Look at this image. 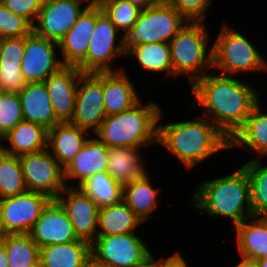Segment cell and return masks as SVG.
<instances>
[{
	"label": "cell",
	"instance_id": "6da1fadb",
	"mask_svg": "<svg viewBox=\"0 0 267 267\" xmlns=\"http://www.w3.org/2000/svg\"><path fill=\"white\" fill-rule=\"evenodd\" d=\"M190 87L193 105L201 108L203 116L229 140L260 102L259 91L253 84L213 71L197 79Z\"/></svg>",
	"mask_w": 267,
	"mask_h": 267
},
{
	"label": "cell",
	"instance_id": "7a4b0ae2",
	"mask_svg": "<svg viewBox=\"0 0 267 267\" xmlns=\"http://www.w3.org/2000/svg\"><path fill=\"white\" fill-rule=\"evenodd\" d=\"M163 114L158 119L157 146L166 148L187 171L229 149V139L205 116L165 124Z\"/></svg>",
	"mask_w": 267,
	"mask_h": 267
},
{
	"label": "cell",
	"instance_id": "3957f363",
	"mask_svg": "<svg viewBox=\"0 0 267 267\" xmlns=\"http://www.w3.org/2000/svg\"><path fill=\"white\" fill-rule=\"evenodd\" d=\"M192 207L210 217H227L233 228L253 216L250 183L246 171L240 166L233 173L196 184Z\"/></svg>",
	"mask_w": 267,
	"mask_h": 267
},
{
	"label": "cell",
	"instance_id": "277c9868",
	"mask_svg": "<svg viewBox=\"0 0 267 267\" xmlns=\"http://www.w3.org/2000/svg\"><path fill=\"white\" fill-rule=\"evenodd\" d=\"M161 111L158 102L140 100L126 111L106 116L94 135L109 148L157 146Z\"/></svg>",
	"mask_w": 267,
	"mask_h": 267
},
{
	"label": "cell",
	"instance_id": "5b68a950",
	"mask_svg": "<svg viewBox=\"0 0 267 267\" xmlns=\"http://www.w3.org/2000/svg\"><path fill=\"white\" fill-rule=\"evenodd\" d=\"M235 29L223 23L213 44L211 43L212 71L233 77L241 73L267 72L266 58L245 33Z\"/></svg>",
	"mask_w": 267,
	"mask_h": 267
},
{
	"label": "cell",
	"instance_id": "8992f818",
	"mask_svg": "<svg viewBox=\"0 0 267 267\" xmlns=\"http://www.w3.org/2000/svg\"><path fill=\"white\" fill-rule=\"evenodd\" d=\"M205 22H188L169 42L174 79L186 75L192 85L212 71V46ZM210 69V71H208Z\"/></svg>",
	"mask_w": 267,
	"mask_h": 267
},
{
	"label": "cell",
	"instance_id": "52a82bcc",
	"mask_svg": "<svg viewBox=\"0 0 267 267\" xmlns=\"http://www.w3.org/2000/svg\"><path fill=\"white\" fill-rule=\"evenodd\" d=\"M118 33L121 37H118ZM90 40L86 58L77 66L81 72H115L124 69L111 63L117 57L126 56L125 37L100 6H96V25Z\"/></svg>",
	"mask_w": 267,
	"mask_h": 267
},
{
	"label": "cell",
	"instance_id": "ba28073f",
	"mask_svg": "<svg viewBox=\"0 0 267 267\" xmlns=\"http://www.w3.org/2000/svg\"><path fill=\"white\" fill-rule=\"evenodd\" d=\"M188 21L164 0L142 9L132 30L125 37V45L169 43Z\"/></svg>",
	"mask_w": 267,
	"mask_h": 267
},
{
	"label": "cell",
	"instance_id": "9c48e42d",
	"mask_svg": "<svg viewBox=\"0 0 267 267\" xmlns=\"http://www.w3.org/2000/svg\"><path fill=\"white\" fill-rule=\"evenodd\" d=\"M137 233L97 235L91 243V256L108 267L141 266L150 259L152 250Z\"/></svg>",
	"mask_w": 267,
	"mask_h": 267
},
{
	"label": "cell",
	"instance_id": "30bf717a",
	"mask_svg": "<svg viewBox=\"0 0 267 267\" xmlns=\"http://www.w3.org/2000/svg\"><path fill=\"white\" fill-rule=\"evenodd\" d=\"M51 200L43 193L29 190L0 199V233L2 235L29 234Z\"/></svg>",
	"mask_w": 267,
	"mask_h": 267
},
{
	"label": "cell",
	"instance_id": "8fae6325",
	"mask_svg": "<svg viewBox=\"0 0 267 267\" xmlns=\"http://www.w3.org/2000/svg\"><path fill=\"white\" fill-rule=\"evenodd\" d=\"M19 157L27 190L56 199L66 188L64 169L48 148Z\"/></svg>",
	"mask_w": 267,
	"mask_h": 267
},
{
	"label": "cell",
	"instance_id": "7c38bea8",
	"mask_svg": "<svg viewBox=\"0 0 267 267\" xmlns=\"http://www.w3.org/2000/svg\"><path fill=\"white\" fill-rule=\"evenodd\" d=\"M106 116L103 72H82L77 87L75 112L70 123L94 136Z\"/></svg>",
	"mask_w": 267,
	"mask_h": 267
},
{
	"label": "cell",
	"instance_id": "4fadbf2b",
	"mask_svg": "<svg viewBox=\"0 0 267 267\" xmlns=\"http://www.w3.org/2000/svg\"><path fill=\"white\" fill-rule=\"evenodd\" d=\"M84 0H44L33 32L57 43L89 7Z\"/></svg>",
	"mask_w": 267,
	"mask_h": 267
},
{
	"label": "cell",
	"instance_id": "5bb4252c",
	"mask_svg": "<svg viewBox=\"0 0 267 267\" xmlns=\"http://www.w3.org/2000/svg\"><path fill=\"white\" fill-rule=\"evenodd\" d=\"M58 49L57 42L38 36L33 31L25 36L21 71L27 83L44 82L64 67Z\"/></svg>",
	"mask_w": 267,
	"mask_h": 267
},
{
	"label": "cell",
	"instance_id": "9a60e30c",
	"mask_svg": "<svg viewBox=\"0 0 267 267\" xmlns=\"http://www.w3.org/2000/svg\"><path fill=\"white\" fill-rule=\"evenodd\" d=\"M56 200L66 211L77 238L91 244L97 237V204L79 188L72 187H66Z\"/></svg>",
	"mask_w": 267,
	"mask_h": 267
},
{
	"label": "cell",
	"instance_id": "2e32d148",
	"mask_svg": "<svg viewBox=\"0 0 267 267\" xmlns=\"http://www.w3.org/2000/svg\"><path fill=\"white\" fill-rule=\"evenodd\" d=\"M29 235L39 248L78 240L66 211L56 199L43 209Z\"/></svg>",
	"mask_w": 267,
	"mask_h": 267
},
{
	"label": "cell",
	"instance_id": "e0dca14e",
	"mask_svg": "<svg viewBox=\"0 0 267 267\" xmlns=\"http://www.w3.org/2000/svg\"><path fill=\"white\" fill-rule=\"evenodd\" d=\"M81 73L76 66H64L44 81L56 119L60 123L73 119Z\"/></svg>",
	"mask_w": 267,
	"mask_h": 267
},
{
	"label": "cell",
	"instance_id": "ac0fdd59",
	"mask_svg": "<svg viewBox=\"0 0 267 267\" xmlns=\"http://www.w3.org/2000/svg\"><path fill=\"white\" fill-rule=\"evenodd\" d=\"M108 153L109 147L97 137L90 136L84 147L64 168V181L66 187L78 188L89 177L98 173L107 172ZM70 180H74V183H78L73 185L69 182Z\"/></svg>",
	"mask_w": 267,
	"mask_h": 267
},
{
	"label": "cell",
	"instance_id": "d6986e66",
	"mask_svg": "<svg viewBox=\"0 0 267 267\" xmlns=\"http://www.w3.org/2000/svg\"><path fill=\"white\" fill-rule=\"evenodd\" d=\"M96 25V6H89L58 43L64 66H78L85 58Z\"/></svg>",
	"mask_w": 267,
	"mask_h": 267
},
{
	"label": "cell",
	"instance_id": "ffe728a7",
	"mask_svg": "<svg viewBox=\"0 0 267 267\" xmlns=\"http://www.w3.org/2000/svg\"><path fill=\"white\" fill-rule=\"evenodd\" d=\"M125 70L126 68L115 72H103L104 106L107 116L126 111L142 99L138 96L135 81L130 79Z\"/></svg>",
	"mask_w": 267,
	"mask_h": 267
},
{
	"label": "cell",
	"instance_id": "44dd1931",
	"mask_svg": "<svg viewBox=\"0 0 267 267\" xmlns=\"http://www.w3.org/2000/svg\"><path fill=\"white\" fill-rule=\"evenodd\" d=\"M240 147L255 153L252 159L267 157V111L259 102L252 110L244 125L229 140V149Z\"/></svg>",
	"mask_w": 267,
	"mask_h": 267
},
{
	"label": "cell",
	"instance_id": "7402d4cb",
	"mask_svg": "<svg viewBox=\"0 0 267 267\" xmlns=\"http://www.w3.org/2000/svg\"><path fill=\"white\" fill-rule=\"evenodd\" d=\"M88 135L93 136L70 122L59 123L48 130L47 148L64 169L84 147Z\"/></svg>",
	"mask_w": 267,
	"mask_h": 267
},
{
	"label": "cell",
	"instance_id": "603a6c76",
	"mask_svg": "<svg viewBox=\"0 0 267 267\" xmlns=\"http://www.w3.org/2000/svg\"><path fill=\"white\" fill-rule=\"evenodd\" d=\"M25 121L49 130L60 122L56 119L44 82L27 83L18 93Z\"/></svg>",
	"mask_w": 267,
	"mask_h": 267
},
{
	"label": "cell",
	"instance_id": "cb8c5ba5",
	"mask_svg": "<svg viewBox=\"0 0 267 267\" xmlns=\"http://www.w3.org/2000/svg\"><path fill=\"white\" fill-rule=\"evenodd\" d=\"M143 148L147 147L109 148L107 173L122 187L147 173Z\"/></svg>",
	"mask_w": 267,
	"mask_h": 267
},
{
	"label": "cell",
	"instance_id": "d4e9b609",
	"mask_svg": "<svg viewBox=\"0 0 267 267\" xmlns=\"http://www.w3.org/2000/svg\"><path fill=\"white\" fill-rule=\"evenodd\" d=\"M232 229L238 256L256 260L267 257V217L252 216Z\"/></svg>",
	"mask_w": 267,
	"mask_h": 267
},
{
	"label": "cell",
	"instance_id": "484cf974",
	"mask_svg": "<svg viewBox=\"0 0 267 267\" xmlns=\"http://www.w3.org/2000/svg\"><path fill=\"white\" fill-rule=\"evenodd\" d=\"M91 257V244L78 239L40 248L39 264L41 267H85Z\"/></svg>",
	"mask_w": 267,
	"mask_h": 267
},
{
	"label": "cell",
	"instance_id": "4316f807",
	"mask_svg": "<svg viewBox=\"0 0 267 267\" xmlns=\"http://www.w3.org/2000/svg\"><path fill=\"white\" fill-rule=\"evenodd\" d=\"M47 138V129L23 120L5 135V151L16 156L38 152L47 148Z\"/></svg>",
	"mask_w": 267,
	"mask_h": 267
},
{
	"label": "cell",
	"instance_id": "83f0119b",
	"mask_svg": "<svg viewBox=\"0 0 267 267\" xmlns=\"http://www.w3.org/2000/svg\"><path fill=\"white\" fill-rule=\"evenodd\" d=\"M151 181L147 172L123 187V200L144 224L153 217L152 213L158 207L157 200L160 199V189L155 188Z\"/></svg>",
	"mask_w": 267,
	"mask_h": 267
},
{
	"label": "cell",
	"instance_id": "f1b7e54d",
	"mask_svg": "<svg viewBox=\"0 0 267 267\" xmlns=\"http://www.w3.org/2000/svg\"><path fill=\"white\" fill-rule=\"evenodd\" d=\"M126 56L138 62L137 64L149 73H162L163 79L174 77L169 43L155 42L139 45H125Z\"/></svg>",
	"mask_w": 267,
	"mask_h": 267
},
{
	"label": "cell",
	"instance_id": "f546056e",
	"mask_svg": "<svg viewBox=\"0 0 267 267\" xmlns=\"http://www.w3.org/2000/svg\"><path fill=\"white\" fill-rule=\"evenodd\" d=\"M141 224L144 225L122 199L118 203L99 209L97 235L137 232Z\"/></svg>",
	"mask_w": 267,
	"mask_h": 267
},
{
	"label": "cell",
	"instance_id": "4dcf8cb0",
	"mask_svg": "<svg viewBox=\"0 0 267 267\" xmlns=\"http://www.w3.org/2000/svg\"><path fill=\"white\" fill-rule=\"evenodd\" d=\"M0 242L5 247L9 267L39 265L40 248L29 234L2 235Z\"/></svg>",
	"mask_w": 267,
	"mask_h": 267
},
{
	"label": "cell",
	"instance_id": "1f68e13d",
	"mask_svg": "<svg viewBox=\"0 0 267 267\" xmlns=\"http://www.w3.org/2000/svg\"><path fill=\"white\" fill-rule=\"evenodd\" d=\"M78 188L99 208L113 205L123 199V187L107 172L89 177Z\"/></svg>",
	"mask_w": 267,
	"mask_h": 267
},
{
	"label": "cell",
	"instance_id": "d6a6232c",
	"mask_svg": "<svg viewBox=\"0 0 267 267\" xmlns=\"http://www.w3.org/2000/svg\"><path fill=\"white\" fill-rule=\"evenodd\" d=\"M241 167L246 171L250 183L253 216L267 217V165L262 159H250Z\"/></svg>",
	"mask_w": 267,
	"mask_h": 267
},
{
	"label": "cell",
	"instance_id": "836d02e7",
	"mask_svg": "<svg viewBox=\"0 0 267 267\" xmlns=\"http://www.w3.org/2000/svg\"><path fill=\"white\" fill-rule=\"evenodd\" d=\"M26 191L20 157L7 153L0 156V199Z\"/></svg>",
	"mask_w": 267,
	"mask_h": 267
},
{
	"label": "cell",
	"instance_id": "e575fe53",
	"mask_svg": "<svg viewBox=\"0 0 267 267\" xmlns=\"http://www.w3.org/2000/svg\"><path fill=\"white\" fill-rule=\"evenodd\" d=\"M100 7L124 37L132 30L142 10L126 0H107Z\"/></svg>",
	"mask_w": 267,
	"mask_h": 267
},
{
	"label": "cell",
	"instance_id": "d590c367",
	"mask_svg": "<svg viewBox=\"0 0 267 267\" xmlns=\"http://www.w3.org/2000/svg\"><path fill=\"white\" fill-rule=\"evenodd\" d=\"M24 120L18 93L0 94V132L6 135Z\"/></svg>",
	"mask_w": 267,
	"mask_h": 267
},
{
	"label": "cell",
	"instance_id": "8d00e7d4",
	"mask_svg": "<svg viewBox=\"0 0 267 267\" xmlns=\"http://www.w3.org/2000/svg\"><path fill=\"white\" fill-rule=\"evenodd\" d=\"M33 25L24 17L14 14L0 2V39L25 37Z\"/></svg>",
	"mask_w": 267,
	"mask_h": 267
},
{
	"label": "cell",
	"instance_id": "74e56055",
	"mask_svg": "<svg viewBox=\"0 0 267 267\" xmlns=\"http://www.w3.org/2000/svg\"><path fill=\"white\" fill-rule=\"evenodd\" d=\"M174 7L188 22H204L213 0H164Z\"/></svg>",
	"mask_w": 267,
	"mask_h": 267
},
{
	"label": "cell",
	"instance_id": "f35d334b",
	"mask_svg": "<svg viewBox=\"0 0 267 267\" xmlns=\"http://www.w3.org/2000/svg\"><path fill=\"white\" fill-rule=\"evenodd\" d=\"M25 37L0 39V67H21Z\"/></svg>",
	"mask_w": 267,
	"mask_h": 267
},
{
	"label": "cell",
	"instance_id": "ab89813d",
	"mask_svg": "<svg viewBox=\"0 0 267 267\" xmlns=\"http://www.w3.org/2000/svg\"><path fill=\"white\" fill-rule=\"evenodd\" d=\"M44 0H1L0 2L14 14L35 23Z\"/></svg>",
	"mask_w": 267,
	"mask_h": 267
},
{
	"label": "cell",
	"instance_id": "60d3db41",
	"mask_svg": "<svg viewBox=\"0 0 267 267\" xmlns=\"http://www.w3.org/2000/svg\"><path fill=\"white\" fill-rule=\"evenodd\" d=\"M27 85L21 67H0V90L8 93H19Z\"/></svg>",
	"mask_w": 267,
	"mask_h": 267
},
{
	"label": "cell",
	"instance_id": "b9f144b4",
	"mask_svg": "<svg viewBox=\"0 0 267 267\" xmlns=\"http://www.w3.org/2000/svg\"><path fill=\"white\" fill-rule=\"evenodd\" d=\"M151 253V266L152 267H190L188 265V261L185 260L180 251H175L172 255L167 258H159L155 257V255Z\"/></svg>",
	"mask_w": 267,
	"mask_h": 267
},
{
	"label": "cell",
	"instance_id": "7bdbcfd3",
	"mask_svg": "<svg viewBox=\"0 0 267 267\" xmlns=\"http://www.w3.org/2000/svg\"><path fill=\"white\" fill-rule=\"evenodd\" d=\"M130 3L138 6L140 9H146L154 4H157L160 0H126Z\"/></svg>",
	"mask_w": 267,
	"mask_h": 267
},
{
	"label": "cell",
	"instance_id": "ee69618b",
	"mask_svg": "<svg viewBox=\"0 0 267 267\" xmlns=\"http://www.w3.org/2000/svg\"><path fill=\"white\" fill-rule=\"evenodd\" d=\"M235 267H260L258 260L241 257Z\"/></svg>",
	"mask_w": 267,
	"mask_h": 267
},
{
	"label": "cell",
	"instance_id": "f6af8a7d",
	"mask_svg": "<svg viewBox=\"0 0 267 267\" xmlns=\"http://www.w3.org/2000/svg\"><path fill=\"white\" fill-rule=\"evenodd\" d=\"M7 253L4 245L0 242V267H9Z\"/></svg>",
	"mask_w": 267,
	"mask_h": 267
},
{
	"label": "cell",
	"instance_id": "bcb514c9",
	"mask_svg": "<svg viewBox=\"0 0 267 267\" xmlns=\"http://www.w3.org/2000/svg\"><path fill=\"white\" fill-rule=\"evenodd\" d=\"M85 267H108L107 265L97 262L93 257H91L87 262Z\"/></svg>",
	"mask_w": 267,
	"mask_h": 267
},
{
	"label": "cell",
	"instance_id": "7dc6e473",
	"mask_svg": "<svg viewBox=\"0 0 267 267\" xmlns=\"http://www.w3.org/2000/svg\"><path fill=\"white\" fill-rule=\"evenodd\" d=\"M3 142L5 143V135L0 132V156H3L6 153L5 144H2Z\"/></svg>",
	"mask_w": 267,
	"mask_h": 267
},
{
	"label": "cell",
	"instance_id": "c3c4849f",
	"mask_svg": "<svg viewBox=\"0 0 267 267\" xmlns=\"http://www.w3.org/2000/svg\"><path fill=\"white\" fill-rule=\"evenodd\" d=\"M89 6H101L107 0H84Z\"/></svg>",
	"mask_w": 267,
	"mask_h": 267
},
{
	"label": "cell",
	"instance_id": "681fc988",
	"mask_svg": "<svg viewBox=\"0 0 267 267\" xmlns=\"http://www.w3.org/2000/svg\"><path fill=\"white\" fill-rule=\"evenodd\" d=\"M258 263L260 267H267V257L258 259Z\"/></svg>",
	"mask_w": 267,
	"mask_h": 267
},
{
	"label": "cell",
	"instance_id": "f907efd6",
	"mask_svg": "<svg viewBox=\"0 0 267 267\" xmlns=\"http://www.w3.org/2000/svg\"><path fill=\"white\" fill-rule=\"evenodd\" d=\"M138 267H152L151 266V256H150V259L145 264L138 266Z\"/></svg>",
	"mask_w": 267,
	"mask_h": 267
}]
</instances>
